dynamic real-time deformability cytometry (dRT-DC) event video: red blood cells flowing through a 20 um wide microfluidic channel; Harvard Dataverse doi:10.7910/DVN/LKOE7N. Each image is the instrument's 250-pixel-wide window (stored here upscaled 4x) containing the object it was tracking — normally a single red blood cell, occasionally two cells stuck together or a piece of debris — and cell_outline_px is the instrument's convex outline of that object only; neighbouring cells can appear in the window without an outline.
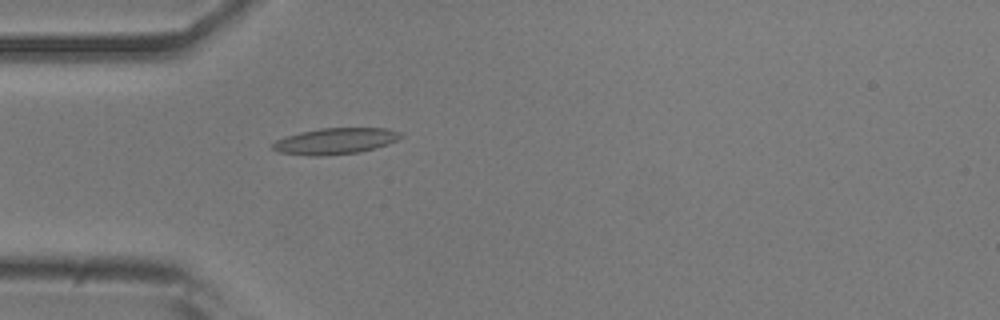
{"species": "common noctule bat (a hibernating species)", "species_latin": "Nyctalus noctula", "temperature_condition": "room temperature", "stored_images_in_passage": 29, "camera_frame_rate_fps": 3000, "um_per_image_px": 0.085, "animal": {"sex": "male", "body_mass_g": 20.5, "forearm_length_mm": 52.5}, "frame": {"image": 1, "passage_image": 7, "time_ms": 2.0, "image_size_px": [1000, 320], "cell_outline_px": [[404, 136], [388, 144], [376, 148], [360, 152], [320, 156], [312, 156], [280, 152], [272, 148], [272, 144], [276, 140], [300, 132], [320, 128], [388, 128], [400, 132]], "centroid_in_image_um": [28.54, 11.99], "position_along_channel_um": 56.5, "area_um2": 19.48}}
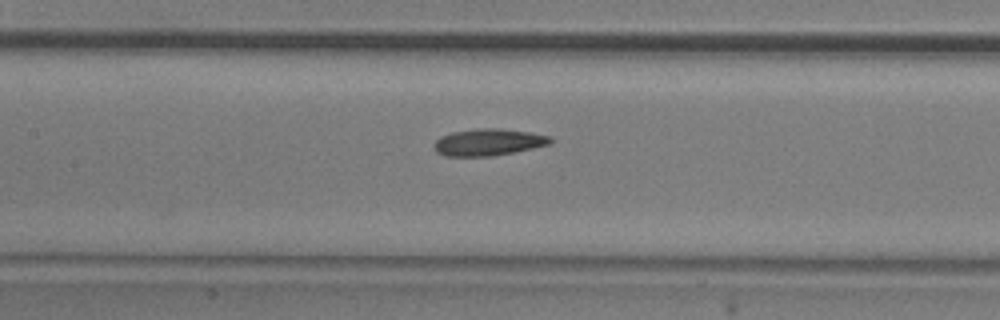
{"frame": {"image": 2, "passage_image": 16, "time_ms": 5.0, "image_size_px": [1000, 320], "cell_outline_px": [[552, 144], [492, 156], [444, 156], [436, 152], [432, 144], [440, 136], [452, 132], [480, 128], [500, 128], [528, 132], [548, 136], [552, 140]], "centroid_in_image_um": [41.46, 12.09], "position_along_channel_um": 165.9, "area_um2": 18.15}}
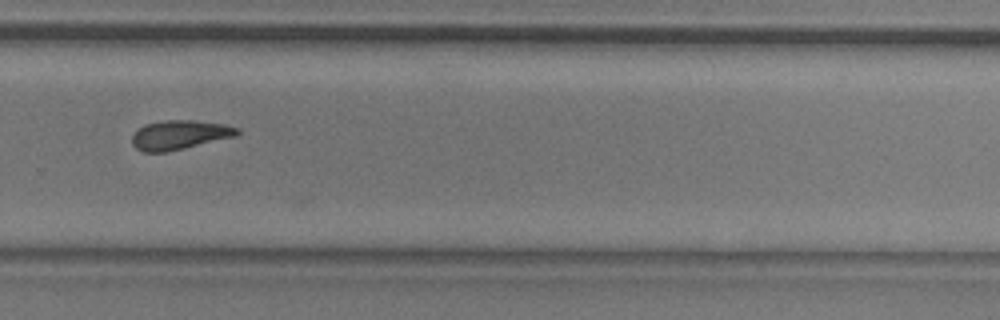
{"frame": {"image": 3, "passage_image": 28, "time_ms": 9.0, "image_size_px": [1000, 320], "cell_outline_px": [[240, 132], [236, 136], [184, 148], [164, 152], [144, 152], [136, 148], [132, 144], [132, 136], [144, 124], [164, 120], [192, 120], [224, 124], [240, 128]], "centroid_in_image_um": [15.27, 11.46], "position_along_channel_um": 314.5, "area_um2": 17.8}}